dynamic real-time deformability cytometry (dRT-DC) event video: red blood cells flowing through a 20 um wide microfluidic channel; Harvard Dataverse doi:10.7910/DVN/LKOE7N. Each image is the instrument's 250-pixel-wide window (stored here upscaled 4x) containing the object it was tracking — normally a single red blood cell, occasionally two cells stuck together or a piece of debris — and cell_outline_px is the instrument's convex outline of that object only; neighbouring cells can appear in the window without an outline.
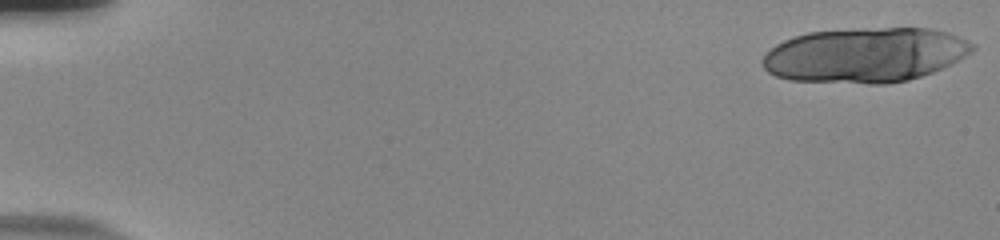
{"species": "human", "species_latin": "Homo sapiens", "temperature_condition": "room temperature", "stored_images_in_passage": 21, "camera_frame_rate_fps": 3000, "um_per_image_px": 0.085, "donor": {"sex": "male"}, "frame": {"image": 1, "passage_image": 1, "time_ms": 0.0, "image_size_px": [1000, 240], "cell_outline_px": [[976, 48], [972, 52], [932, 72], [908, 80], [884, 84], [868, 84], [788, 80], [776, 76], [768, 72], [760, 64], [760, 60], [776, 44], [784, 40], [808, 32], [864, 28], [928, 28], [948, 32], [968, 40], [976, 44]], "centroid_in_image_um": [73.52, 4.68], "position_along_channel_um": 11.5, "area_um2": 67.11}}